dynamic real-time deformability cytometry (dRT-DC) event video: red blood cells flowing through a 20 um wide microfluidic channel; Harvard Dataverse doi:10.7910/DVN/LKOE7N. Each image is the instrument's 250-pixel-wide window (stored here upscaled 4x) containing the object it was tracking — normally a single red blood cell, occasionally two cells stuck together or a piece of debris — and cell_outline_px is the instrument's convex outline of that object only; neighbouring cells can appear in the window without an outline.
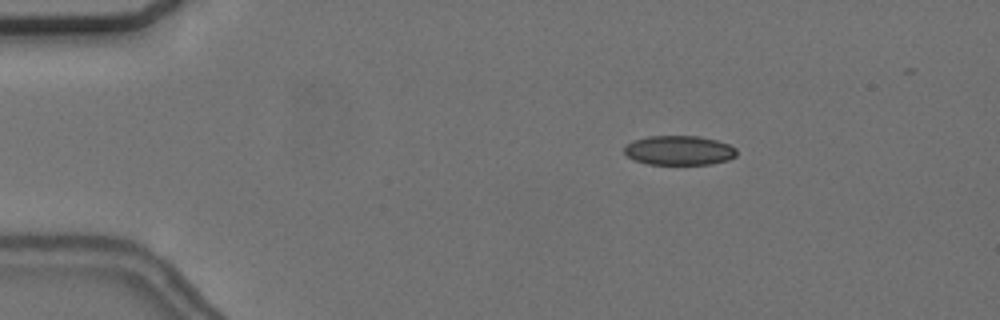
{"species": "common noctule bat (a hibernating species)", "species_latin": "Nyctalus noctula", "temperature_condition": "cold", "stored_images_in_passage": 52, "camera_frame_rate_fps": 3000, "um_per_image_px": 0.085, "animal": {"sex": "female", "body_mass_g": 24.6, "forearm_length_mm": 56.2}, "frame": {"image": 1, "passage_image": 7, "time_ms": 2.0, "image_size_px": [1000, 320], "cell_outline_px": [[736, 156], [728, 160], [712, 164], [648, 164], [636, 160], [628, 156], [624, 152], [624, 148], [632, 140], [648, 136], [700, 136], [716, 140], [728, 144], [736, 148]], "centroid_in_image_um": [57.74, 12.78], "position_along_channel_um": 27.3, "area_um2": 19.25}}
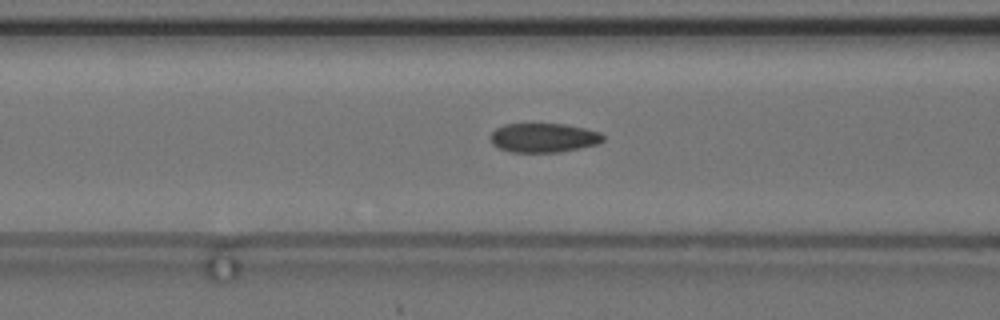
{"frame": {"image": 2, "passage_image": 20, "time_ms": 6.333, "image_size_px": [1000, 320], "cell_outline_px": [[604, 140], [596, 144], [580, 148], [560, 152], [512, 152], [500, 148], [492, 144], [492, 132], [496, 128], [504, 124], [564, 124], [584, 128], [600, 132], [604, 136]], "centroid_in_image_um": [46.22, 11.71], "position_along_channel_um": 120.4, "area_um2": 19.02}}
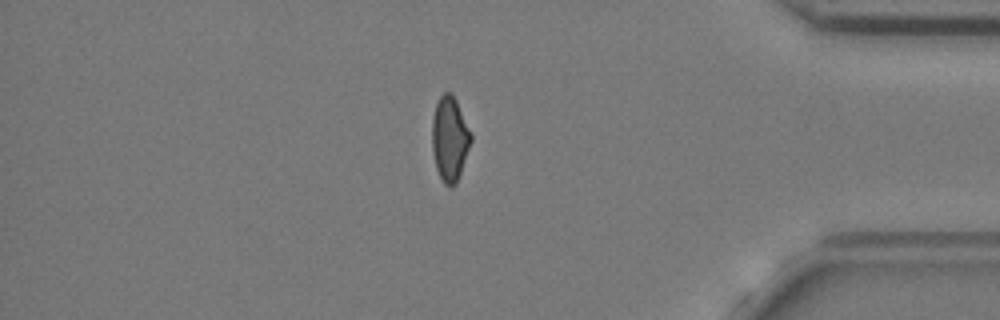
{"frame": {"image": 3, "passage_image": 45, "time_ms": 14.667, "image_size_px": [1000, 320], "cell_outline_px": [[472, 140], [456, 184], [452, 188], [448, 188], [444, 184], [436, 168], [432, 152], [432, 116], [436, 104], [440, 96], [444, 92], [452, 92], [472, 132]], "centroid_in_image_um": [38.23, 11.8], "position_along_channel_um": 397.0, "area_um2": 19.42}, "authors_computed_cell_mechanics": {"area_um2": 19.4786, "velocity_mm_per_s": 3.6887, "shape_relaxation_time_tau1_ms": 6.0129, "shape_relaxation_time_tau2_ms": 1.9428, "deformation_change_tau1": 0.0998, "deformation_change_tau2": 0.0762}}